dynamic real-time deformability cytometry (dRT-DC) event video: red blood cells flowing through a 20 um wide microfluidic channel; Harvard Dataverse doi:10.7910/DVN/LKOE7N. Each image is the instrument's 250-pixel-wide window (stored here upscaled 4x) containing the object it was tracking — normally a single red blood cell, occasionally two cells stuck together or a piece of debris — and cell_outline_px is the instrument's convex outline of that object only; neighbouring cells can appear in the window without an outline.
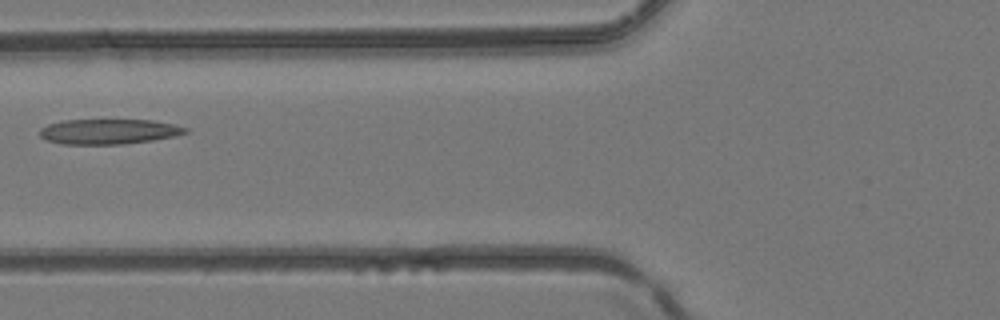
{"species": "common noctule bat (a hibernating species)", "species_latin": "Nyctalus noctula", "temperature_condition": "room temperature", "stored_images_in_passage": 3, "camera_frame_rate_fps": 3000, "um_per_image_px": 0.085, "animal": {"sex": "female", "body_mass_g": 24.6, "forearm_length_mm": 56.2}, "frame": {"image": 1, "passage_image": 3, "time_ms": 0.667, "image_size_px": [1000, 320], "cell_outline_px": [[188, 132], [176, 136], [152, 140], [124, 144], [60, 144], [44, 140], [40, 136], [40, 128], [48, 124], [64, 120], [152, 120], [176, 124], [188, 128]], "centroid_in_image_um": [9.24, 11.18], "position_along_channel_um": 116.6, "area_um2": 21.5}}